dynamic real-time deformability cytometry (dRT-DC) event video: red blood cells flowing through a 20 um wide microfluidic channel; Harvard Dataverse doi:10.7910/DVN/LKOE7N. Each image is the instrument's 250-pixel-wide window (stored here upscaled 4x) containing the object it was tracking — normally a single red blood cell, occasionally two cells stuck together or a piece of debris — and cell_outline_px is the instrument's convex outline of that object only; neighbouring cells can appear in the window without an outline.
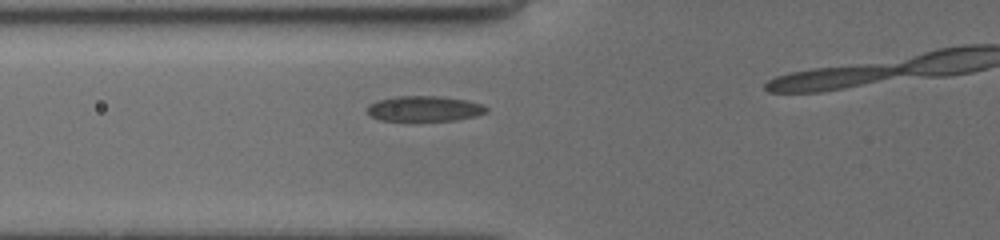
{"species": "common noctule bat (a hibernating species)", "species_latin": "Nyctalus noctula", "temperature_condition": "cold", "stored_images_in_passage": 7, "segment_of_instrument_passage": [1, 2], "camera_frame_rate_fps": 3000, "um_per_image_px": 0.085, "animal": {"sex": "female", "body_mass_g": 19.5, "forearm_length_mm": 54.1}, "frame": {"image": 1, "passage_image": 2, "time_ms": 0.667, "image_size_px": [1000, 240], "cell_outline_px": [[488, 112], [476, 116], [456, 120], [380, 120], [372, 116], [368, 112], [368, 104], [380, 100], [396, 96], [440, 96], [468, 100], [480, 104], [488, 108]], "centroid_in_image_um": [36.11, 9.23], "position_along_channel_um": 89.7, "area_um2": 17.46}}
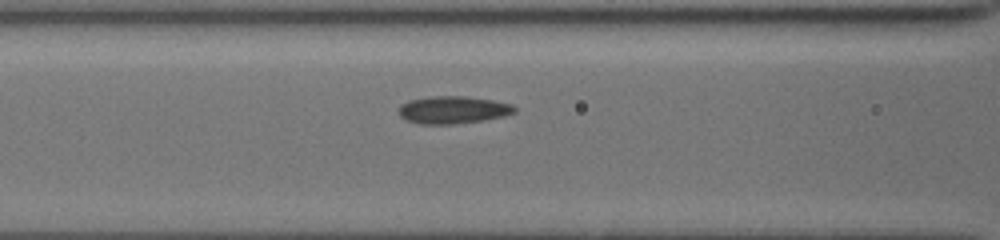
{"frame": {"image": 2, "passage_image": 4, "time_ms": 1.667, "image_size_px": [1000, 240], "cell_outline_px": [[516, 112], [504, 116], [484, 120], [452, 124], [420, 124], [404, 120], [400, 116], [400, 104], [408, 100], [432, 96], [468, 96], [492, 100], [512, 104], [516, 108]], "centroid_in_image_um": [38.5, 9.34], "position_along_channel_um": 128.1, "area_um2": 18.67}}
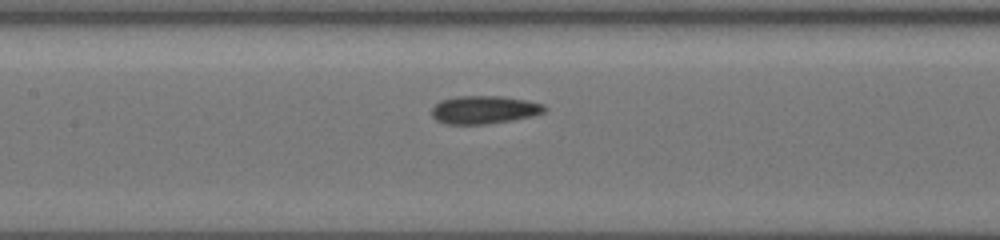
{"frame": {"image": 3, "passage_image": 6, "time_ms": 2.667, "image_size_px": [1000, 240], "cell_outline_px": [[548, 108], [544, 112], [532, 116], [512, 120], [488, 124], [448, 124], [436, 120], [432, 116], [432, 108], [440, 100], [456, 96], [504, 96], [528, 100], [544, 104]], "centroid_in_image_um": [41.18, 9.32], "position_along_channel_um": 166.2, "area_um2": 18.61}}